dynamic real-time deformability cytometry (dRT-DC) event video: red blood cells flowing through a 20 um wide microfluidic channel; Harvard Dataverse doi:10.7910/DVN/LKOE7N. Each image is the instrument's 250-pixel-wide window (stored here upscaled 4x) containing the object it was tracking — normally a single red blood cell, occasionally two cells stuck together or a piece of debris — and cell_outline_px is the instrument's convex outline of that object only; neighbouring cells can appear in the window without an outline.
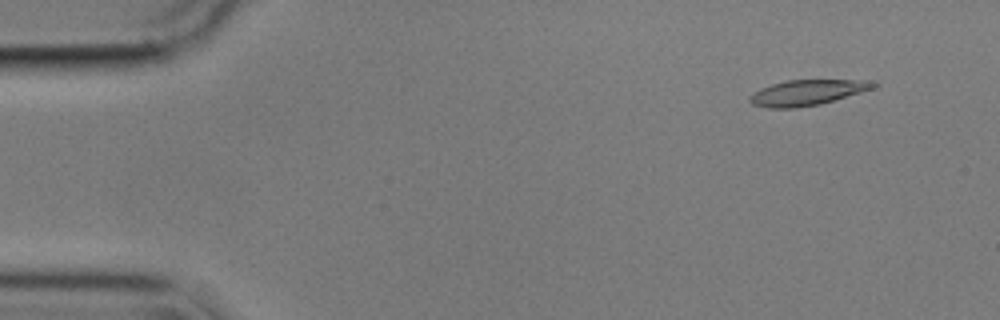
{"species": "common noctule bat (a hibernating species)", "species_latin": "Nyctalus noctula", "temperature_condition": "cold", "stored_images_in_passage": 52, "camera_frame_rate_fps": 3000, "um_per_image_px": 0.085, "animal": {"sex": "male", "body_mass_g": 17.9}, "frame": {"image": 1, "passage_image": 1, "time_ms": 0.0, "image_size_px": [1000, 320], "cell_outline_px": [[880, 84], [872, 88], [820, 104], [796, 108], [768, 108], [752, 104], [748, 100], [748, 96], [760, 88], [772, 84], [788, 80], [864, 80]], "centroid_in_image_um": [68.53, 7.87], "position_along_channel_um": 16.5, "area_um2": 18.15}}
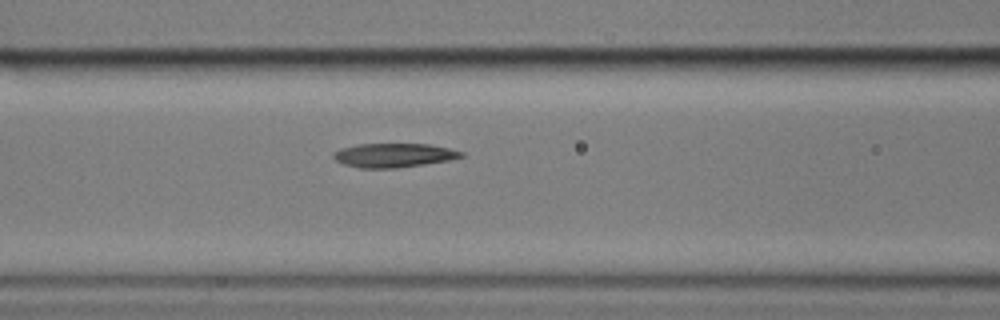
{"frame": {"image": 2, "passage_image": 19, "time_ms": 6.0, "image_size_px": [1000, 320], "cell_outline_px": [[464, 156], [448, 160], [424, 164], [396, 168], [360, 168], [344, 164], [336, 160], [332, 156], [332, 152], [340, 148], [360, 144], [428, 144], [448, 148], [464, 152]], "centroid_in_image_um": [33.44, 13.19], "position_along_channel_um": 133.2, "area_um2": 17.8}}
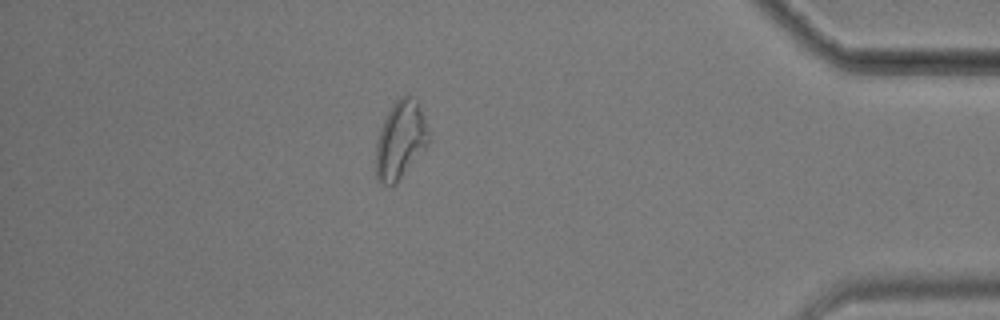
{"frame": {"image": 3, "passage_image": 45, "time_ms": 14.667, "image_size_px": [1000, 320], "cell_outline_px": [[432, 140], [396, 184], [380, 184], [376, 180], [376, 144], [380, 128], [392, 104], [400, 96], [408, 92], [416, 100], [428, 124]], "centroid_in_image_um": [34.07, 11.87], "position_along_channel_um": 401.1, "area_um2": 24.39}, "authors_computed_cell_mechanics": {"area_um2": 18.8428, "velocity_mm_per_s": 3.5513, "shape_relaxation_time_tau1_ms": null, "shape_relaxation_time_tau2_ms": 6.6893, "deformation_change_tau1": null, "deformation_change_tau2": 0.1623}}